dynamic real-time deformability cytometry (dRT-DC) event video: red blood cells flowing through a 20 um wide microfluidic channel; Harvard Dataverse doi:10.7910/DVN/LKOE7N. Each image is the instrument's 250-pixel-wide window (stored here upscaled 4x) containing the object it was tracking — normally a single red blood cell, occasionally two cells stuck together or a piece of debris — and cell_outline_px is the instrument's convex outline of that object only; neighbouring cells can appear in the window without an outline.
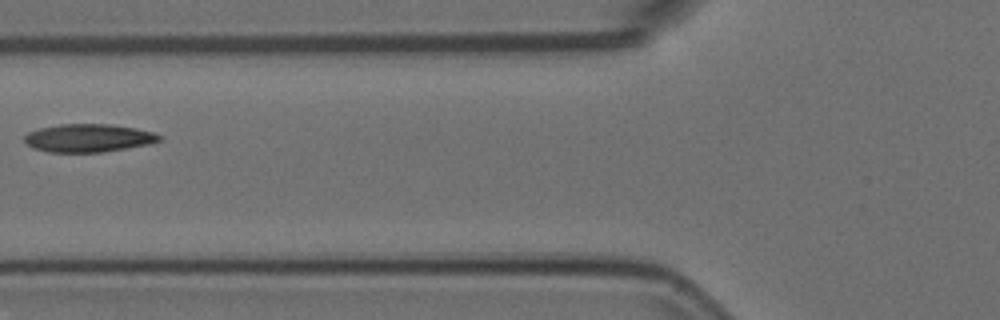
{"species": "Egyptian fruit bat (a non-hibernating species)", "species_latin": "Rousettus aegyptiacus", "temperature_condition": "room temperature", "stored_images_in_passage": 7, "camera_frame_rate_fps": 3000, "um_per_image_px": 0.085, "animal": {"sex": "female"}, "frame": {"image": 1, "passage_image": 6, "time_ms": 1.667, "image_size_px": [1000, 320], "cell_outline_px": [[164, 140], [148, 144], [104, 152], [52, 152], [32, 148], [24, 140], [24, 136], [28, 132], [40, 128], [60, 124], [108, 124], [136, 128], [152, 132], [164, 136]], "centroid_in_image_um": [7.55, 11.73], "position_along_channel_um": 118.3, "area_um2": 22.08}}
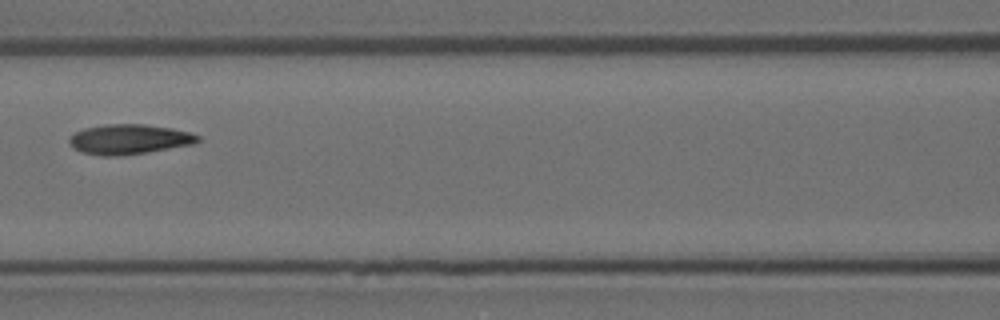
{"frame": {"image": 2, "passage_image": 7, "time_ms": 2.0, "image_size_px": [1000, 320], "cell_outline_px": [[200, 140], [192, 144], [148, 152], [116, 156], [104, 156], [84, 152], [76, 148], [68, 140], [76, 132], [84, 128], [104, 124], [144, 124], [172, 128], [188, 132], [200, 136]], "centroid_in_image_um": [11.01, 11.83], "position_along_channel_um": 155.6, "area_um2": 22.08}}